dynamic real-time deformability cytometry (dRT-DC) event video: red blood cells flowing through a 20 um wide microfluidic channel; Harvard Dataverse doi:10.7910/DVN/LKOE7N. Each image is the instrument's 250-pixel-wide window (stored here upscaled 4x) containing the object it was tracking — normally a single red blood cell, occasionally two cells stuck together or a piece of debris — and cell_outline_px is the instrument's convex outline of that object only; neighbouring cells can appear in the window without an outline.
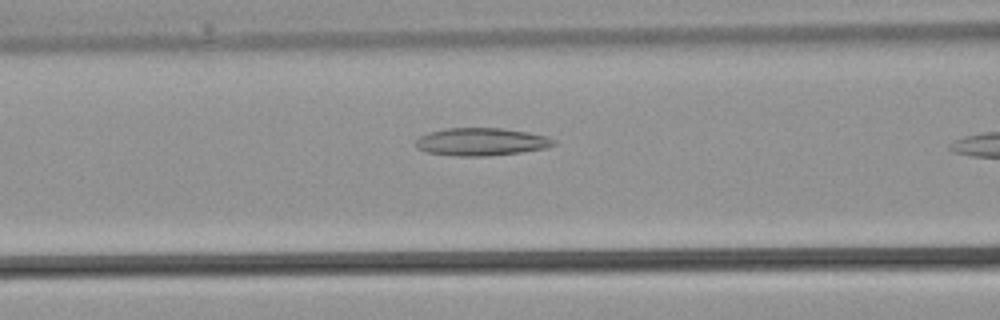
{"species": "common noctule bat (a hibernating species)", "species_latin": "Nyctalus noctula", "temperature_condition": "warm", "stored_images_in_passage": 11, "camera_frame_rate_fps": 3000, "um_per_image_px": 0.085, "animal": {"sex": "male", "body_mass_g": 21.5, "forearm_length_mm": 52.0}, "frame": {"image": 1, "passage_image": 8, "time_ms": 2.333, "image_size_px": [1000, 320], "cell_outline_px": [[556, 144], [548, 148], [520, 152], [484, 156], [460, 156], [428, 152], [416, 148], [416, 140], [420, 136], [428, 132], [448, 128], [500, 128], [528, 132], [544, 136], [556, 140]], "centroid_in_image_um": [40.92, 12.05], "position_along_channel_um": 125.7, "area_um2": 22.14}}
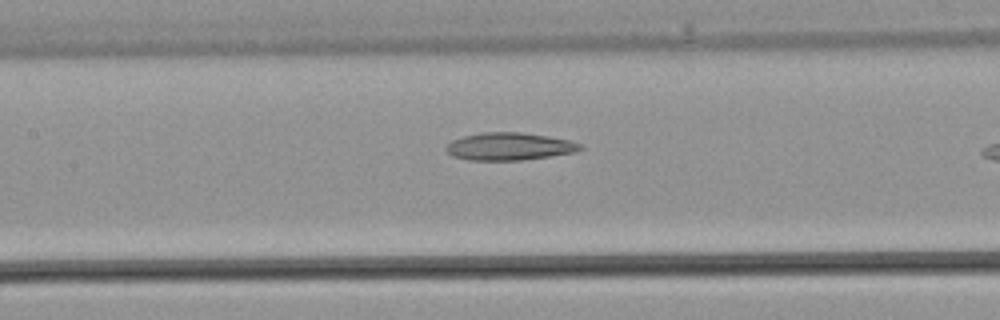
{"frame": {"image": 2, "passage_image": 10, "time_ms": 3.0, "image_size_px": [1000, 320], "cell_outline_px": [[584, 148], [572, 152], [548, 156], [520, 160], [468, 160], [452, 156], [444, 148], [452, 140], [464, 136], [480, 132], [520, 132], [548, 136], [568, 140], [580, 144]], "centroid_in_image_um": [43.23, 12.44], "position_along_channel_um": 164.2, "area_um2": 21.33}}